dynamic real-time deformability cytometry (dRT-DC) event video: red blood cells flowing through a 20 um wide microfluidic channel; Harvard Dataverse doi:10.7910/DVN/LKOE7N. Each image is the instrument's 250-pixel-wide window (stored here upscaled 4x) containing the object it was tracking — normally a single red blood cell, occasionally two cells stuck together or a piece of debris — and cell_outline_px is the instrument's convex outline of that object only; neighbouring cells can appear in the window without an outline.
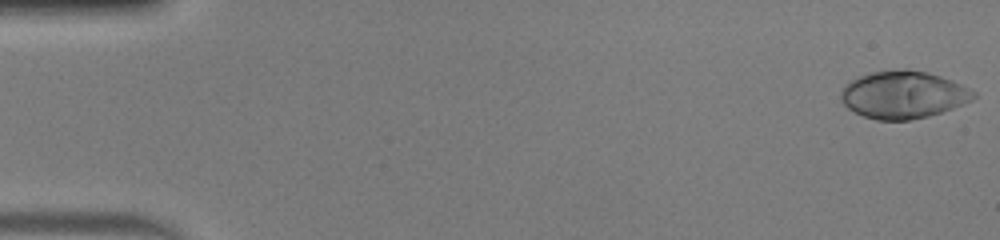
{"species": "human", "species_latin": "Homo sapiens", "temperature_condition": "warm", "stored_images_in_passage": 51, "camera_frame_rate_fps": 3000, "um_per_image_px": 0.085, "donor": {"sex": "male"}, "frame": {"image": 1, "passage_image": 1, "time_ms": 0.0, "image_size_px": [1000, 240], "cell_outline_px": [[976, 96], [972, 100], [964, 104], [928, 116], [908, 120], [876, 120], [864, 116], [848, 108], [840, 100], [840, 92], [844, 84], [848, 80], [872, 72], [904, 68], [928, 72], [952, 80], [976, 92]], "centroid_in_image_um": [76.75, 8.04], "position_along_channel_um": 8.3, "area_um2": 36.82}}
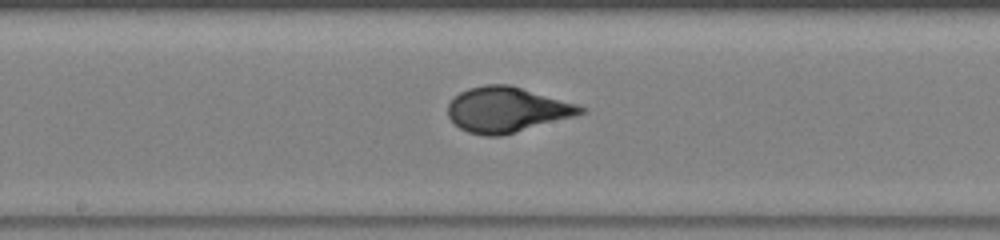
{"frame": {"image": 2, "passage_image": 27, "time_ms": 8.667, "image_size_px": [1000, 240], "cell_outline_px": [[588, 108], [584, 112], [576, 116], [500, 136], [484, 136], [468, 132], [460, 128], [448, 116], [448, 104], [460, 92], [468, 88], [484, 84], [508, 84], [576, 104]], "centroid_in_image_um": [43.07, 9.32], "position_along_channel_um": 205.1, "area_um2": 34.68}}
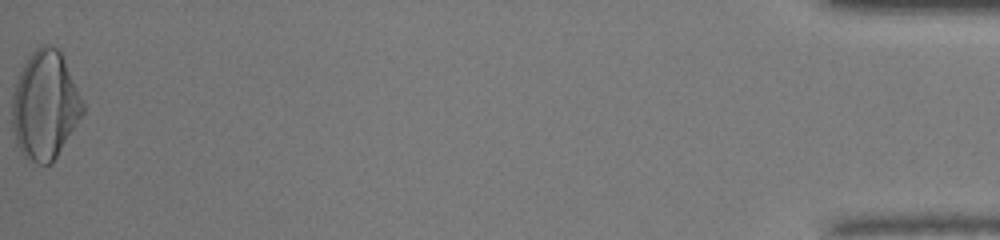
{"frame": {"image": 3, "passage_image": 51, "time_ms": 16.667, "image_size_px": [1000, 240], "cell_outline_px": [[84, 112], [56, 156], [48, 164], [36, 164], [24, 156], [20, 152], [16, 144], [12, 128], [12, 96], [16, 80], [28, 56], [40, 44], [52, 44], [60, 52], [64, 60], [84, 104]], "centroid_in_image_um": [3.79, 8.94], "position_along_channel_um": 431.4, "area_um2": 44.27}, "authors_computed_cell_mechanics": {"area_um2": 34.969, "velocity_mm_per_s": 4.0762, "shape_relaxation_time_tau1_ms": 4.1657, "shape_relaxation_time_tau2_ms": null, "deformation_change_tau1": 0.2431, "deformation_change_tau2": null}}